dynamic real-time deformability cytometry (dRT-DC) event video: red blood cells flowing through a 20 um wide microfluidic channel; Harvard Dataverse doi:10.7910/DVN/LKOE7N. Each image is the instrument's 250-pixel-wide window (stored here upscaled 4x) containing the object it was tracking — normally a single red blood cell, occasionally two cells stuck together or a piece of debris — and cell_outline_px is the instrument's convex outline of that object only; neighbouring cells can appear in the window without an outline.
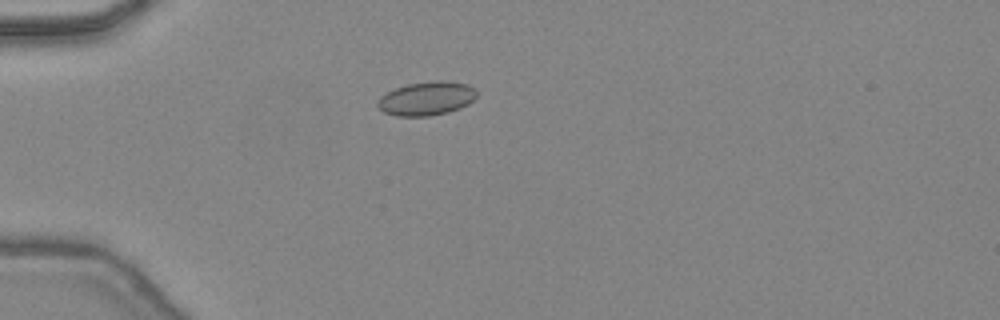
{"species": "common noctule bat (a hibernating species)", "species_latin": "Nyctalus noctula", "temperature_condition": "warm", "stored_images_in_passage": 39, "camera_frame_rate_fps": 3000, "um_per_image_px": 0.085, "animal": {"sex": "female", "body_mass_g": 24.6, "forearm_length_mm": 56.2}, "frame": {"image": 1, "passage_image": 15, "time_ms": 4.667, "image_size_px": [1000, 320], "cell_outline_px": [[476, 96], [468, 104], [460, 108], [448, 112], [428, 116], [396, 116], [384, 112], [376, 104], [376, 100], [380, 96], [396, 88], [408, 84], [440, 80], [444, 80], [468, 84], [476, 88]], "centroid_in_image_um": [36.26, 8.37], "position_along_channel_um": 48.7, "area_um2": 19.48}}
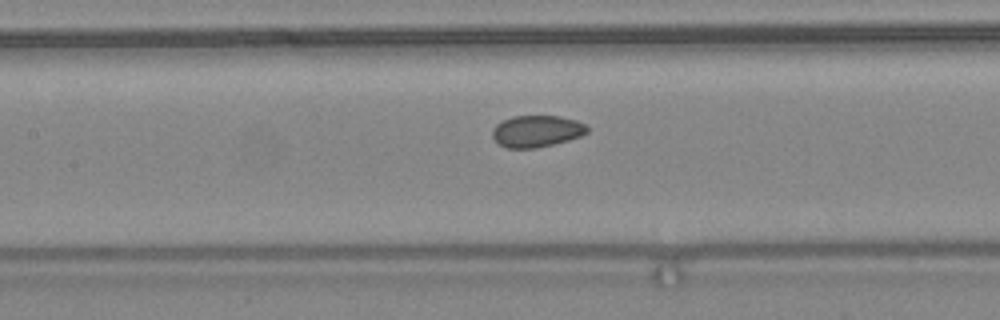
{"frame": {"image": 2, "passage_image": 24, "time_ms": 7.667, "image_size_px": [1000, 320], "cell_outline_px": [[588, 132], [580, 136], [568, 140], [536, 148], [508, 148], [500, 144], [492, 136], [492, 128], [496, 124], [512, 116], [560, 116], [576, 120], [584, 124], [588, 128]], "centroid_in_image_um": [45.61, 11.14], "position_along_channel_um": 161.8, "area_um2": 17.4}}
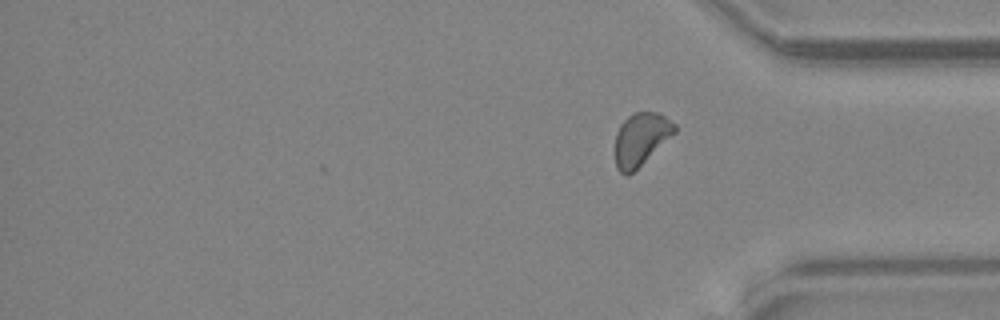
{"frame": {"image": 3, "passage_image": 39, "time_ms": 12.667, "image_size_px": [1000, 320], "cell_outline_px": [[676, 132], [628, 176], [624, 176], [616, 168], [616, 132], [620, 124], [628, 116], [636, 112], [660, 112], [676, 124]], "centroid_in_image_um": [54.48, 11.81], "position_along_channel_um": 380.7, "area_um2": 18.15}, "authors_computed_cell_mechanics": {"area_um2": 18.5538, "velocity_mm_per_s": 4.4783, "shape_relaxation_time_tau1_ms": null, "shape_relaxation_time_tau2_ms": 2.3217, "deformation_change_tau1": null, "deformation_change_tau2": 0.0481}}